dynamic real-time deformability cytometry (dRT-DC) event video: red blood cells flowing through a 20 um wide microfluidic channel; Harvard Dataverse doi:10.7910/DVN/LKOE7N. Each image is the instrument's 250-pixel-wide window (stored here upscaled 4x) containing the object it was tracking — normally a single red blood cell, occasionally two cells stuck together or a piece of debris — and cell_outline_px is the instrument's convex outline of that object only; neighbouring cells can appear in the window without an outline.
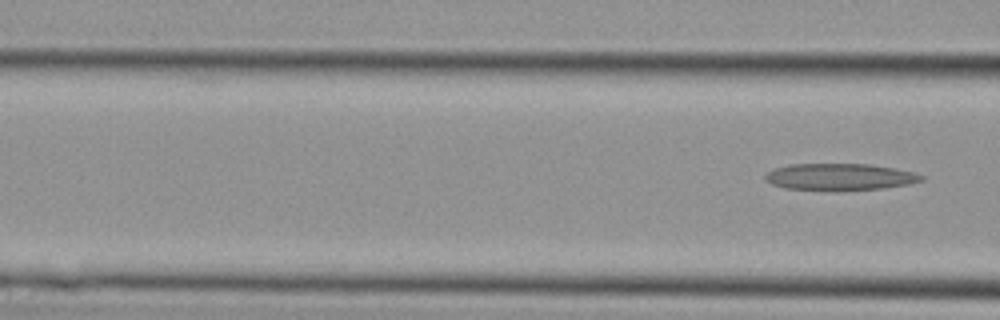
{"species": "Egyptian fruit bat (a non-hibernating species)", "species_latin": "Rousettus aegyptiacus", "temperature_condition": "cold", "stored_images_in_passage": 3, "camera_frame_rate_fps": 3000, "um_per_image_px": 0.085, "animal": {"sex": "female"}, "frame": {"image": 1, "passage_image": 3, "time_ms": 0.667, "image_size_px": [1000, 320], "cell_outline_px": [[924, 180], [908, 184], [884, 188], [784, 188], [772, 184], [764, 180], [764, 176], [772, 168], [792, 164], [872, 164], [912, 172], [924, 176]], "centroid_in_image_um": [71.36, 14.99], "position_along_channel_um": 95.2, "area_um2": 23.41}}